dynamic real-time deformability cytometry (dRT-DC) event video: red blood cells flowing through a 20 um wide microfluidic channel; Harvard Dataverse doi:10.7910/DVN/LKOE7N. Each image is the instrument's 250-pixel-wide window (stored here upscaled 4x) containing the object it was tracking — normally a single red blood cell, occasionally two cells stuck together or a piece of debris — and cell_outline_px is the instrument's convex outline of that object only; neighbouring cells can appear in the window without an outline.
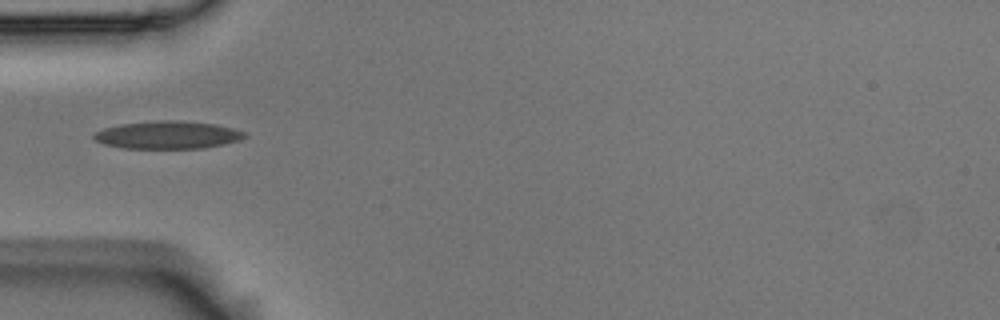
{"species": "Egyptian fruit bat (a non-hibernating species)", "species_latin": "Rousettus aegyptiacus", "temperature_condition": "room temperature", "stored_images_in_passage": 3, "camera_frame_rate_fps": 3000, "um_per_image_px": 0.085, "animal": {"sex": "male"}, "frame": {"image": 1, "passage_image": 3, "time_ms": 0.667, "image_size_px": [1000, 320], "cell_outline_px": [[248, 136], [240, 140], [224, 144], [204, 148], [124, 148], [104, 144], [96, 140], [92, 136], [96, 132], [104, 128], [120, 124], [156, 120], [180, 120], [216, 124], [232, 128], [244, 132]], "centroid_in_image_um": [14.27, 11.46], "position_along_channel_um": 70.7, "area_um2": 24.39}}